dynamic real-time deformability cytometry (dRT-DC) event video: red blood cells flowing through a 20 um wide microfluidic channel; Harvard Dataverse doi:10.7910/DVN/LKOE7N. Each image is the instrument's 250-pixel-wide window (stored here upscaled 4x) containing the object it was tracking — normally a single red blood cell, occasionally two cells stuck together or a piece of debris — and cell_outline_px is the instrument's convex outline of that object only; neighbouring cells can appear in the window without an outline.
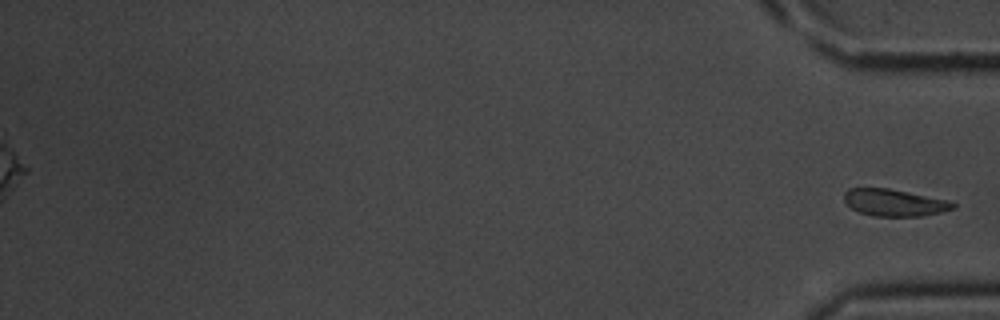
{"species": "common noctule bat (a hibernating species)", "species_latin": "Nyctalus noctula", "temperature_condition": "room temperature", "stored_images_in_passage": 38, "segment_of_instrument_passage": [2, 2], "camera_frame_rate_fps": 3000, "um_per_image_px": 0.085, "animal": {"sex": "male", "body_mass_g": 20.1, "forearm_length_mm": 53.5}, "frame": {"image": 1, "passage_image": 38, "time_ms": 12.333, "image_size_px": [1000, 320], "cell_outline_px": [[956, 208], [944, 212], [920, 216], [872, 216], [856, 212], [844, 200], [844, 192], [848, 188], [888, 188], [952, 200], [956, 204]], "centroid_in_image_um": [76.07, 17.22], "position_along_channel_um": 359.1, "area_um2": 17.46}}